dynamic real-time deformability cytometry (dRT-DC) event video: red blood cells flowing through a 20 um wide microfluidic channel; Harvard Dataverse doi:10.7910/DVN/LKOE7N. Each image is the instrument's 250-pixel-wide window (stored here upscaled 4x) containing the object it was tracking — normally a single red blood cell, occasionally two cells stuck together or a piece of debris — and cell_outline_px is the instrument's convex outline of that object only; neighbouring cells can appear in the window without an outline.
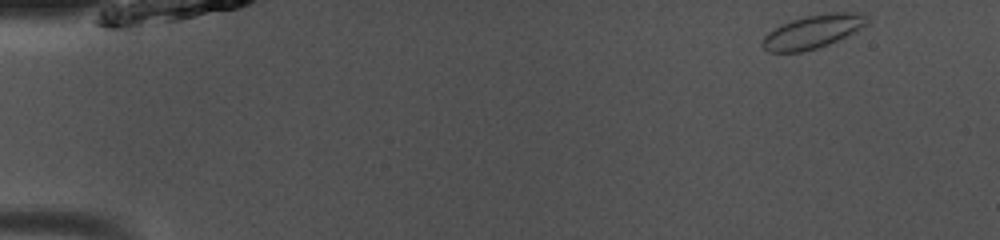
{"species": "common noctule bat (a hibernating species)", "species_latin": "Nyctalus noctula", "temperature_condition": "room temperature", "stored_images_in_passage": 46, "camera_frame_rate_fps": 3000, "um_per_image_px": 0.085, "animal": {"sex": "male", "body_mass_g": 13.0, "forearm_length_mm": 53.1}, "frame": {"image": 1, "passage_image": 1, "time_ms": 0.0, "image_size_px": [1000, 240], "cell_outline_px": [[868, 24], [856, 32], [828, 44], [816, 48], [800, 52], [768, 52], [760, 44], [764, 36], [768, 32], [792, 20], [808, 16], [828, 12], [860, 12], [868, 16]], "centroid_in_image_um": [69.13, 2.68], "position_along_channel_um": 15.9, "area_um2": 20.35}}
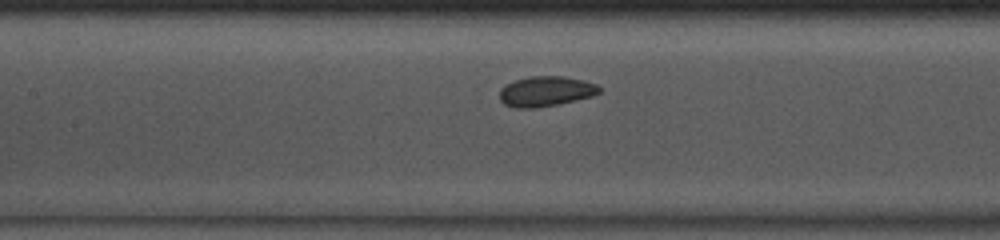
{"frame": {"image": 2, "passage_image": 20, "time_ms": 6.333, "image_size_px": [1000, 240], "cell_outline_px": [[600, 92], [592, 96], [556, 104], [536, 108], [516, 108], [504, 104], [500, 100], [500, 88], [516, 80], [532, 76], [564, 76], [584, 80], [596, 84], [600, 88]], "centroid_in_image_um": [46.39, 7.76], "position_along_channel_um": 161.0, "area_um2": 17.34}}
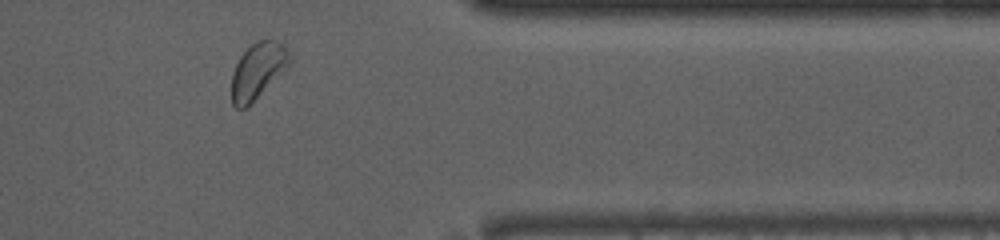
{"frame": {"image": 3, "passage_image": 38, "time_ms": 12.333, "image_size_px": [1000, 240], "cell_outline_px": [[288, 68], [248, 108], [236, 108], [232, 104], [232, 76], [236, 64], [240, 56], [252, 44], [260, 40], [272, 40], [280, 44], [288, 52]], "centroid_in_image_um": [21.88, 6.08], "position_along_channel_um": 389.5, "area_um2": 18.67}, "authors_computed_cell_mechanics": {"area_um2": 17.8891, "velocity_mm_per_s": 4.0259, "shape_relaxation_time_tau1_ms": 1.5584, "shape_relaxation_time_tau2_ms": 1.6054, "deformation_change_tau1": 0.0473, "deformation_change_tau2": 0.0356}}